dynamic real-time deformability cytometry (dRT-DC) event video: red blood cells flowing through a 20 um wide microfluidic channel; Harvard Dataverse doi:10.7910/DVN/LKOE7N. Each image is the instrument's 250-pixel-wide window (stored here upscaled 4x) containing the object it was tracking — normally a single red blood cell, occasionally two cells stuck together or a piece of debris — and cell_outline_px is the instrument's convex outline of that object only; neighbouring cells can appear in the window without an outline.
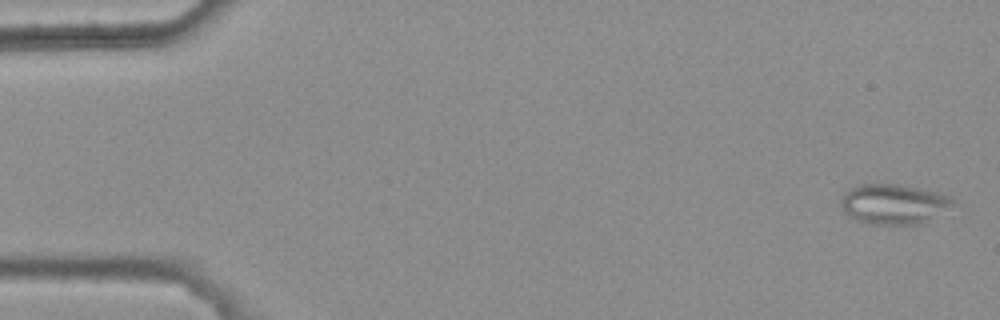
{"species": "common noctule bat (a hibernating species)", "species_latin": "Nyctalus noctula", "temperature_condition": "warm", "stored_images_in_passage": 5, "camera_frame_rate_fps": 3000, "um_per_image_px": 0.085, "animal": {"sex": "female", "body_mass_g": 25.1}, "frame": {"image": 1, "passage_image": 1, "time_ms": 0.0, "image_size_px": [1000, 320], "cell_outline_px": [[952, 204], [920, 224], [872, 224], [856, 220], [844, 212], [840, 204], [840, 200], [844, 192], [848, 188], [860, 184], [896, 184], [920, 188], [952, 196]], "centroid_in_image_um": [75.87, 17.32], "position_along_channel_um": 9.1, "area_um2": 25.78}}
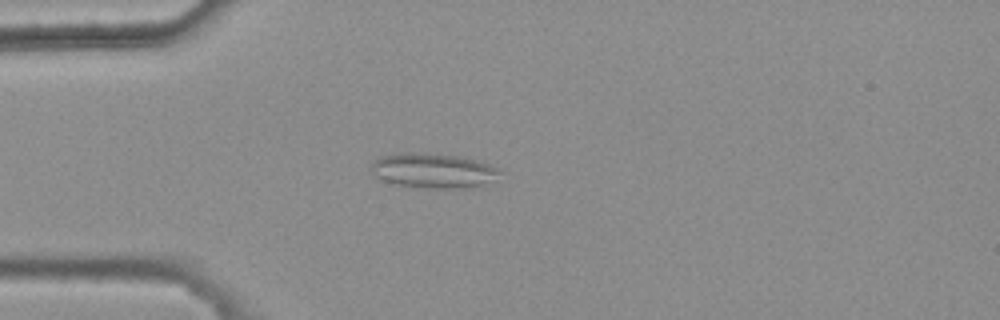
{"frame": {"image": 2, "passage_image": 5, "time_ms": 1.333, "image_size_px": [1000, 320], "cell_outline_px": [[500, 172], [476, 188], [424, 188], [396, 184], [384, 180], [376, 176], [372, 172], [372, 164], [380, 156], [408, 152], [424, 152], [460, 156], [476, 160], [488, 164], [496, 168]], "centroid_in_image_um": [36.78, 14.49], "position_along_channel_um": 48.2, "area_um2": 25.72}}